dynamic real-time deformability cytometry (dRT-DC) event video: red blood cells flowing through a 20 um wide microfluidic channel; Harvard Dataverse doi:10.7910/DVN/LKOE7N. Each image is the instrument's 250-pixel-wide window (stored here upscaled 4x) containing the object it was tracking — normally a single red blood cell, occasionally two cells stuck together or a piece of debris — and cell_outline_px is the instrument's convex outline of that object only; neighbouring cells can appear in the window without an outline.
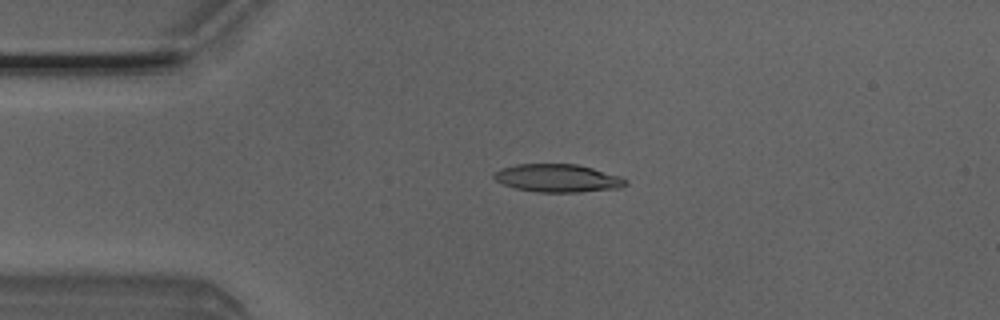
{"species": "Egyptian fruit bat (a non-hibernating species)", "species_latin": "Rousettus aegyptiacus", "temperature_condition": "room temperature", "stored_images_in_passage": 3, "camera_frame_rate_fps": 3000, "um_per_image_px": 0.085, "animal": {"sex": "male"}, "frame": {"image": 1, "passage_image": 2, "time_ms": 0.333, "image_size_px": [1000, 320], "cell_outline_px": [[628, 184], [620, 188], [580, 192], [536, 192], [516, 188], [504, 184], [496, 180], [492, 176], [500, 168], [516, 164], [576, 164], [592, 168], [620, 176], [628, 180]], "centroid_in_image_um": [47.42, 15.14], "position_along_channel_um": 37.6, "area_um2": 21.44}}